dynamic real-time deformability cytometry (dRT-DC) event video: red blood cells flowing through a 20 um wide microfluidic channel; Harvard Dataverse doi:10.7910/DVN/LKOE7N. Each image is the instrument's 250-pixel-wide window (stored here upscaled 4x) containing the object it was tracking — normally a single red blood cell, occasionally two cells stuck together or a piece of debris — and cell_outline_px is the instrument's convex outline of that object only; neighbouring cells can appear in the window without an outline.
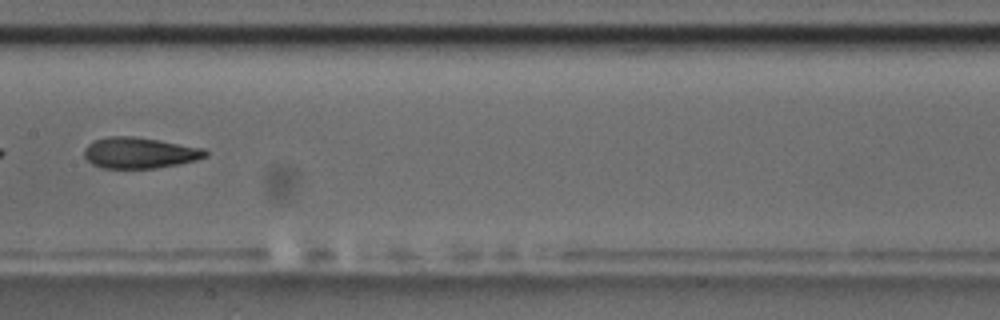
{"species": "common noctule bat (a hibernating species)", "species_latin": "Nyctalus noctula", "temperature_condition": "room temperature", "stored_images_in_passage": 9, "camera_frame_rate_fps": 3000, "um_per_image_px": 0.085, "animal": {"sex": "male", "body_mass_g": 17.5, "forearm_length_mm": 52.3}, "frame": {"image": 1, "passage_image": 8, "time_ms": 8.333, "image_size_px": [1000, 320], "cell_outline_px": [[208, 156], [196, 160], [156, 168], [100, 168], [92, 164], [84, 156], [84, 148], [88, 144], [96, 140], [108, 136], [132, 136], [204, 148], [208, 152]], "centroid_in_image_um": [11.85, 13.0], "position_along_channel_um": 195.6, "area_um2": 21.73}}